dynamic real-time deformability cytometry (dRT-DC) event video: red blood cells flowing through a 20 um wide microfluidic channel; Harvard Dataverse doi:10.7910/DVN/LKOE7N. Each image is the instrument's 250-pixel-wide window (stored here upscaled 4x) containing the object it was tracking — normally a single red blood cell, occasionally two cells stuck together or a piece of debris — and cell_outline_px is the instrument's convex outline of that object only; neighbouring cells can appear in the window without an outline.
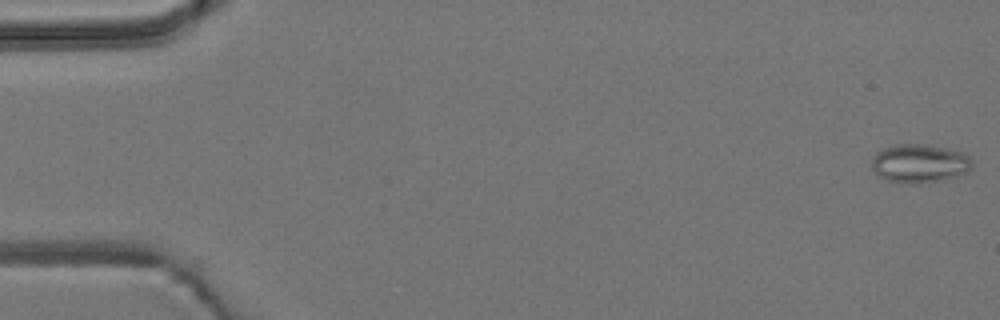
{"species": "common noctule bat (a hibernating species)", "species_latin": "Nyctalus noctula", "temperature_condition": "room temperature", "stored_images_in_passage": 10, "camera_frame_rate_fps": 3000, "um_per_image_px": 0.085, "animal": {"sex": "male", "body_mass_g": 19.2, "forearm_length_mm": 51.8}, "frame": {"image": 1, "passage_image": 1, "time_ms": 0.0, "image_size_px": [1000, 320], "cell_outline_px": [[972, 168], [968, 172], [956, 176], [920, 184], [900, 184], [876, 176], [872, 168], [872, 160], [876, 152], [884, 148], [900, 144], [924, 144], [964, 152], [972, 160]], "centroid_in_image_um": [78.14, 13.91], "position_along_channel_um": 6.9, "area_um2": 22.77}}
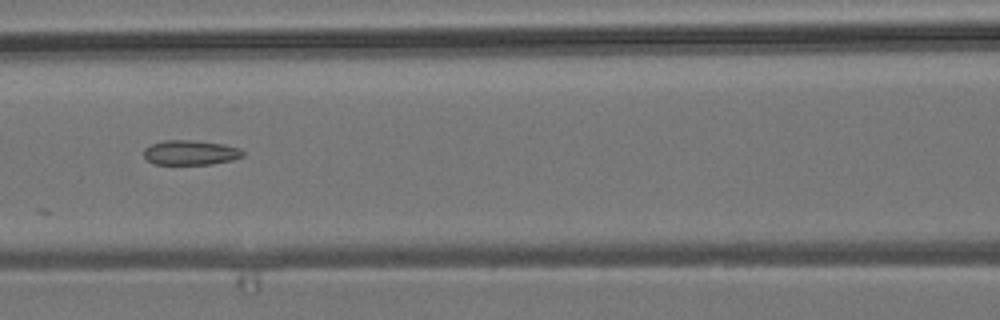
{"frame": {"image": 2, "passage_image": 7, "time_ms": 7.667, "image_size_px": [1000, 320], "cell_outline_px": [[244, 156], [232, 160], [212, 164], [152, 164], [144, 156], [144, 148], [152, 144], [164, 140], [192, 140], [224, 144], [240, 148], [244, 152]], "centroid_in_image_um": [16.2, 12.97], "position_along_channel_um": 150.4, "area_um2": 14.33}}
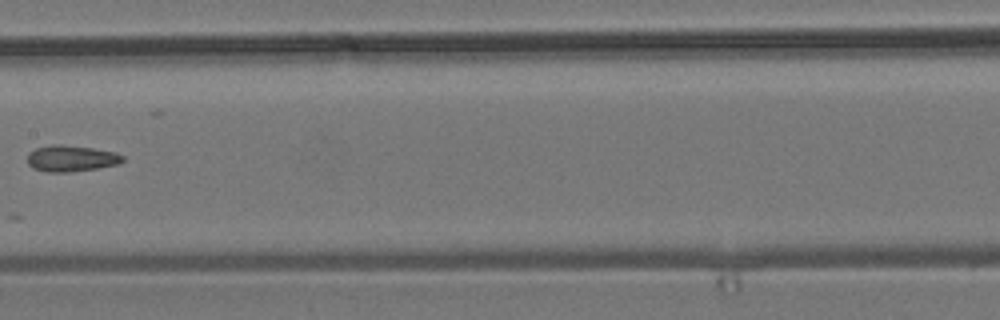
{"frame": {"image": 3, "passage_image": 8, "time_ms": 9.0, "image_size_px": [1000, 320], "cell_outline_px": [[124, 160], [120, 164], [96, 168], [68, 172], [48, 172], [32, 168], [28, 164], [28, 152], [36, 148], [52, 144], [60, 144], [92, 148], [116, 152], [124, 156]], "centroid_in_image_um": [6.05, 13.46], "position_along_channel_um": 201.3, "area_um2": 14.62}}